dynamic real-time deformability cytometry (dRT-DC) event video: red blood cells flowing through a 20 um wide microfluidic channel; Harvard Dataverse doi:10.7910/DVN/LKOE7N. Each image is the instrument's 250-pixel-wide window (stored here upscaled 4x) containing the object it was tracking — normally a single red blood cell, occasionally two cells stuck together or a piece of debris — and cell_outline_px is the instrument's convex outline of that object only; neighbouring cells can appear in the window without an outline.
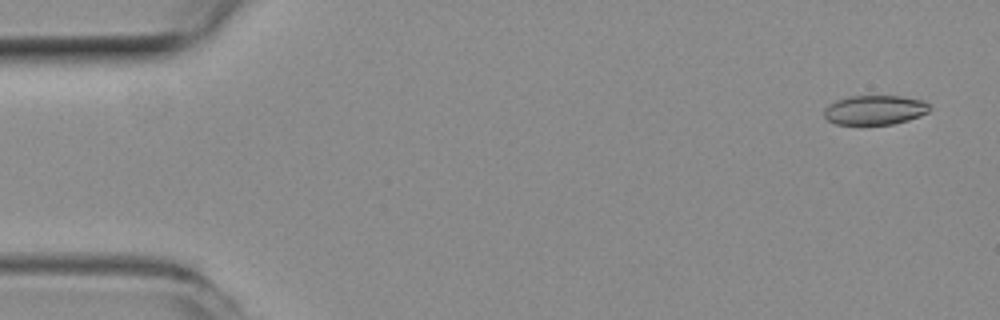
{"species": "common noctule bat (a hibernating species)", "species_latin": "Nyctalus noctula", "temperature_condition": "room temperature", "stored_images_in_passage": 11, "camera_frame_rate_fps": 3000, "um_per_image_px": 0.085, "animal": {"sex": "female", "body_mass_g": 19.3, "forearm_length_mm": 54.1}, "frame": {"image": 1, "passage_image": 2, "time_ms": 0.333, "image_size_px": [1000, 320], "cell_outline_px": [[932, 108], [928, 112], [920, 116], [908, 120], [892, 124], [836, 124], [828, 120], [824, 116], [824, 108], [836, 100], [848, 96], [900, 96], [924, 100]], "centroid_in_image_um": [74.38, 9.34], "position_along_channel_um": 10.6, "area_um2": 18.15}}